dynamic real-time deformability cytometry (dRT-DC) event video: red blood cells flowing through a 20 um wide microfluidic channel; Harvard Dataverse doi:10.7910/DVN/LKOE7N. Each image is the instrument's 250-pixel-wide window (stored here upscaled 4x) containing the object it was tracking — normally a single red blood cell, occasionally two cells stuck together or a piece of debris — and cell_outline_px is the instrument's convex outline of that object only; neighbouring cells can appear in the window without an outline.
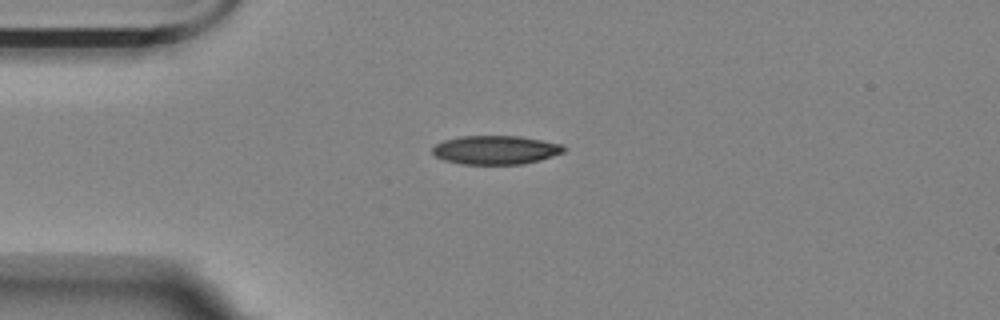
{"species": "Egyptian fruit bat (a non-hibernating species)", "species_latin": "Rousettus aegyptiacus", "temperature_condition": "room temperature", "stored_images_in_passage": 44, "camera_frame_rate_fps": 3000, "um_per_image_px": 0.085, "animal": {"sex": "female"}, "frame": {"image": 1, "passage_image": 1, "time_ms": 0.0, "image_size_px": [1000, 320], "cell_outline_px": [[564, 152], [540, 160], [524, 164], [460, 164], [444, 160], [436, 156], [432, 152], [432, 148], [436, 144], [444, 140], [460, 136], [520, 136], [564, 144]], "centroid_in_image_um": [42.13, 12.74], "position_along_channel_um": 42.9, "area_um2": 22.08}}
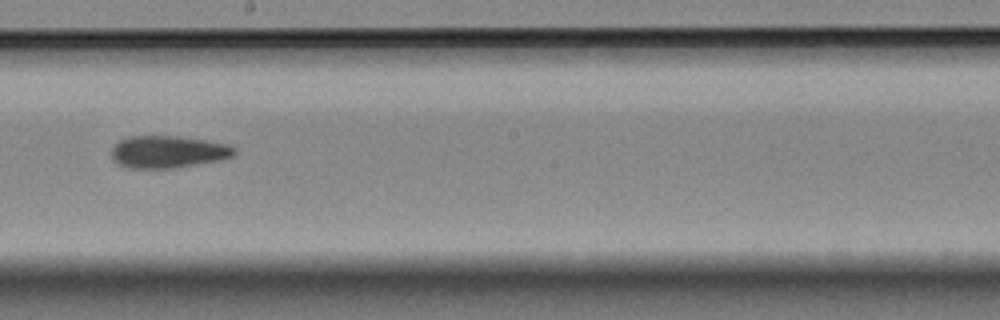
{"frame": {"image": 2, "passage_image": 19, "time_ms": 6.0, "image_size_px": [1000, 320], "cell_outline_px": [[236, 152], [232, 156], [220, 160], [176, 168], [128, 168], [112, 160], [112, 148], [120, 140], [128, 136], [176, 136], [204, 140], [228, 144], [236, 148]], "centroid_in_image_um": [14.28, 12.91], "position_along_channel_um": 233.9, "area_um2": 23.06}}
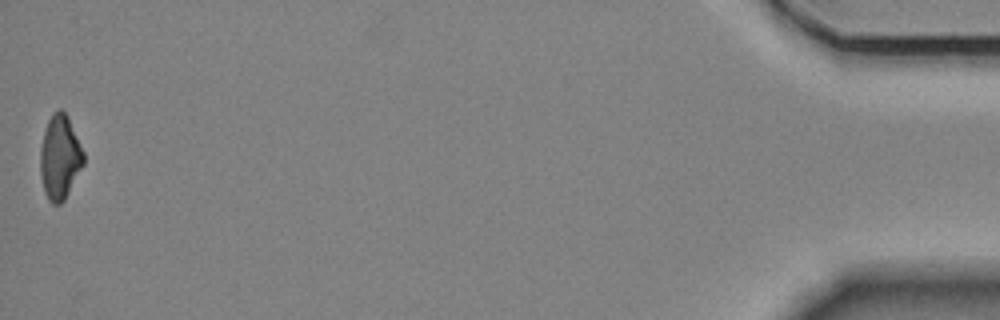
{"frame": {"image": 3, "passage_image": 44, "time_ms": 14.333, "image_size_px": [1000, 320], "cell_outline_px": [[84, 164], [64, 200], [60, 204], [52, 204], [48, 200], [44, 192], [40, 176], [40, 148], [44, 132], [48, 120], [52, 112], [60, 108], [68, 116], [84, 152]], "centroid_in_image_um": [5.08, 13.37], "position_along_channel_um": 430.1, "area_um2": 21.39}, "authors_computed_cell_mechanics": {"area_um2": 22.3108, "velocity_mm_per_s": 3.4874, "shape_relaxation_time_tau1_ms": null, "shape_relaxation_time_tau2_ms": 11.0025, "deformation_change_tau1": null, "deformation_change_tau2": 0.1877}}